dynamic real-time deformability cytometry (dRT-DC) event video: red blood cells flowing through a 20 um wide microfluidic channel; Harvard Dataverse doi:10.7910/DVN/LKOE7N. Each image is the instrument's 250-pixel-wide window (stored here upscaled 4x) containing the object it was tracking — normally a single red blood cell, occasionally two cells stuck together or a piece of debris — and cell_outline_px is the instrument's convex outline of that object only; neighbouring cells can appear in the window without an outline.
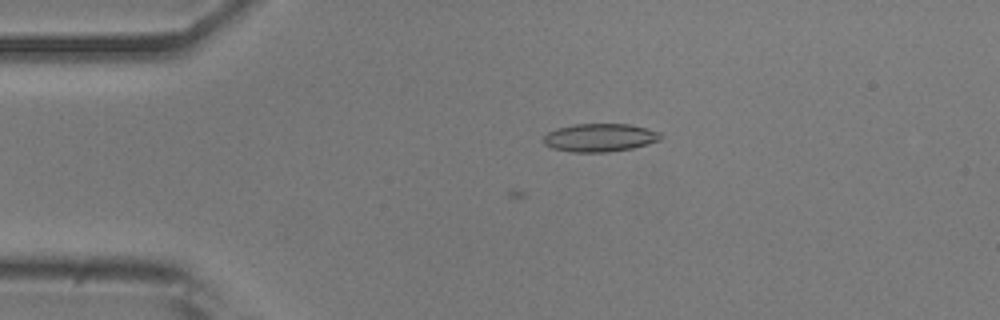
{"species": "common noctule bat (a hibernating species)", "species_latin": "Nyctalus noctula", "temperature_condition": "room temperature", "stored_images_in_passage": 15, "camera_frame_rate_fps": 3000, "um_per_image_px": 0.085, "animal": {"sex": "male", "body_mass_g": 20.5, "forearm_length_mm": 52.5}, "frame": {"image": 1, "passage_image": 15, "time_ms": 4.667, "image_size_px": [1000, 320], "cell_outline_px": [[664, 136], [660, 140], [632, 148], [608, 152], [572, 152], [552, 148], [544, 144], [544, 136], [548, 132], [556, 128], [576, 124], [628, 124], [660, 132]], "centroid_in_image_um": [50.98, 11.7], "position_along_channel_um": 34.0, "area_um2": 19.13}}